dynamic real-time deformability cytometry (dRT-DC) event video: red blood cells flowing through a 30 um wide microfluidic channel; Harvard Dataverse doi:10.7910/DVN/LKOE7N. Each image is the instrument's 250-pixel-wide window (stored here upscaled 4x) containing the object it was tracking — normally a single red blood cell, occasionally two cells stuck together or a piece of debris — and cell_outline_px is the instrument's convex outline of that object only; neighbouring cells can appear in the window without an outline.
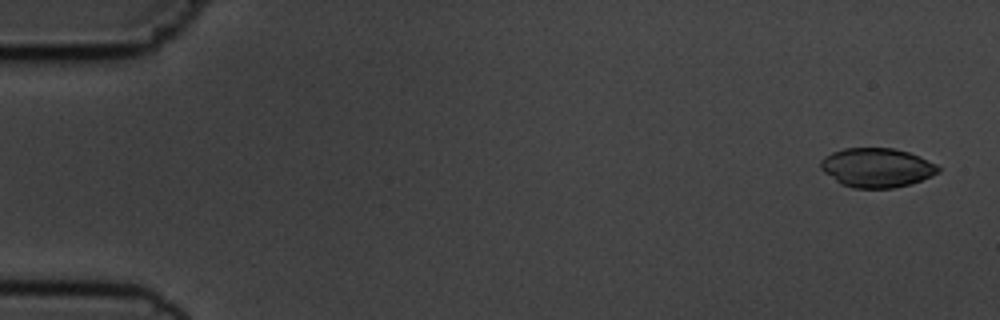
{"species": "common noctule bat (a hibernating species)", "species_latin": "Nyctalus noctula", "temperature_condition": "cold", "stored_images_in_passage": 5, "segment_of_instrument_passage": [1, 2], "camera_frame_rate_fps": 3000, "um_per_image_px": 0.085, "animal": {"sex": "male", "body_mass_g": 19.5, "forearm_length_mm": 54.6}, "frame": {"image": 1, "passage_image": 1, "time_ms": 0.0, "image_size_px": [1000, 320], "cell_outline_px": [[940, 172], [932, 176], [908, 184], [892, 188], [852, 188], [840, 184], [824, 172], [820, 168], [820, 160], [824, 156], [832, 152], [844, 148], [892, 148], [908, 152], [920, 156], [936, 164], [940, 168]], "centroid_in_image_um": [74.5, 14.25], "position_along_channel_um": 10.5, "area_um2": 26.93}}